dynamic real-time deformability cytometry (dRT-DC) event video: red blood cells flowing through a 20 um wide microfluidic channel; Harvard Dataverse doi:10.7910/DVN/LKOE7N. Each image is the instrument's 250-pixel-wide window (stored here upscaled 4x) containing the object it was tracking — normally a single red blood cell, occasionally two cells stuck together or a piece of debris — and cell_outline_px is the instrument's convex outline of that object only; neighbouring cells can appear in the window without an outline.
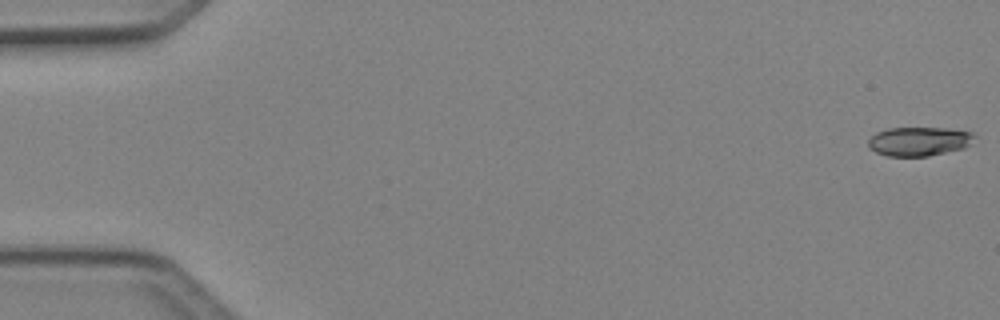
{"species": "Egyptian fruit bat (a non-hibernating species)", "species_latin": "Rousettus aegyptiacus", "temperature_condition": "cold", "stored_images_in_passage": 49, "camera_frame_rate_fps": 3000, "um_per_image_px": 0.085, "animal": {"sex": "female"}, "frame": {"image": 1, "passage_image": 1, "time_ms": 0.0, "image_size_px": [1000, 320], "cell_outline_px": [[976, 136], [964, 148], [928, 156], [888, 156], [876, 152], [868, 148], [868, 140], [876, 132], [888, 128], [948, 128], [972, 132]], "centroid_in_image_um": [78.09, 12.01], "position_along_channel_um": 6.9, "area_um2": 17.92}}
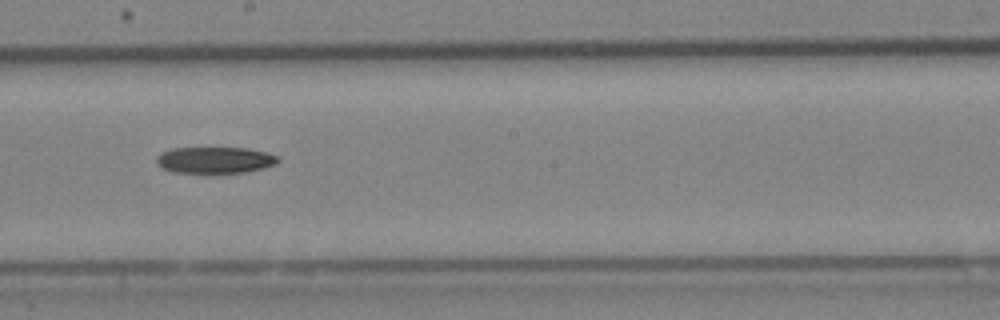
{"frame": {"image": 2, "passage_image": 28, "time_ms": 9.0, "image_size_px": [1000, 320], "cell_outline_px": [[280, 160], [276, 164], [264, 168], [244, 172], [172, 172], [160, 168], [156, 164], [156, 156], [160, 152], [172, 148], [248, 148], [268, 152], [280, 156]], "centroid_in_image_um": [18.27, 13.59], "position_along_channel_um": 229.9, "area_um2": 18.9}}
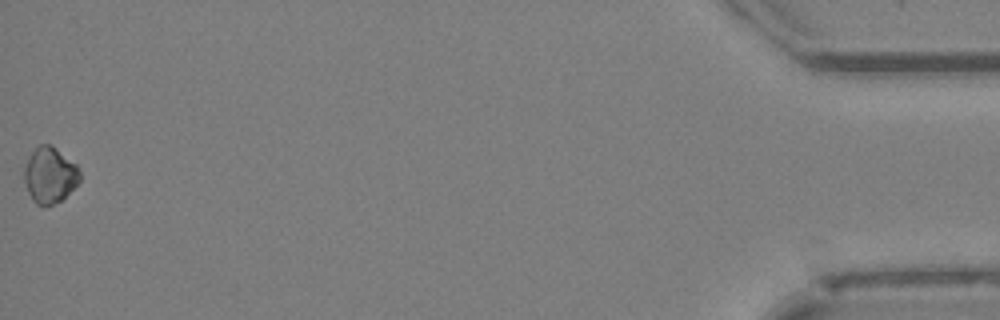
{"frame": {"image": 3, "passage_image": 49, "time_ms": 16.0, "image_size_px": [1000, 320], "cell_outline_px": [[80, 180], [60, 200], [52, 204], [36, 204], [32, 200], [28, 192], [24, 180], [24, 168], [32, 152], [40, 144], [48, 144], [76, 164], [80, 172]], "centroid_in_image_um": [4.21, 14.89], "position_along_channel_um": 431.0, "area_um2": 17.46}, "authors_computed_cell_mechanics": {"area_um2": 19.1318, "velocity_mm_per_s": 4.2177, "shape_relaxation_time_tau1_ms": 7.1213, "shape_relaxation_time_tau2_ms": null, "deformation_change_tau1": 0.1042, "deformation_change_tau2": null}}